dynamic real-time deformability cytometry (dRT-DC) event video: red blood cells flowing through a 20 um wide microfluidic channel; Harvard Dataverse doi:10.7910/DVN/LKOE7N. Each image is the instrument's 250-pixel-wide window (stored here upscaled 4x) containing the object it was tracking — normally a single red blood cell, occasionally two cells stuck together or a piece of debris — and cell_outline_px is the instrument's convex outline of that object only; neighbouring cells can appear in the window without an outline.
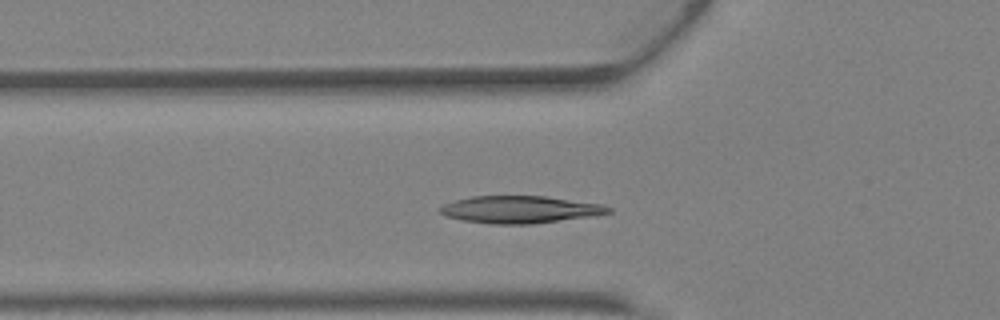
{"species": "Egyptian fruit bat (a non-hibernating species)", "species_latin": "Rousettus aegyptiacus", "temperature_condition": "warm", "stored_images_in_passage": 40, "camera_frame_rate_fps": 3000, "um_per_image_px": 0.085, "animal": {"sex": "female"}, "frame": {"image": 1, "passage_image": 12, "time_ms": 3.667, "image_size_px": [1000, 320], "cell_outline_px": [[612, 212], [592, 216], [532, 224], [492, 224], [464, 220], [444, 216], [436, 208], [444, 204], [456, 200], [472, 196], [544, 196], [600, 204], [612, 208]], "centroid_in_image_um": [44.16, 17.81], "position_along_channel_um": 81.6, "area_um2": 26.65}}
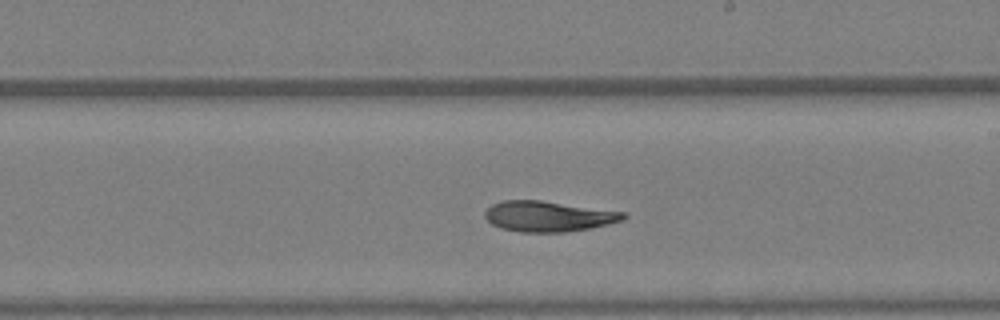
{"frame": {"image": 2, "passage_image": 22, "time_ms": 7.0, "image_size_px": [1000, 320], "cell_outline_px": [[628, 216], [624, 220], [588, 228], [564, 232], [520, 232], [500, 228], [492, 224], [484, 216], [484, 212], [492, 204], [504, 200], [540, 200], [624, 212]], "centroid_in_image_um": [46.58, 18.38], "position_along_channel_um": 242.4, "area_um2": 24.45}}
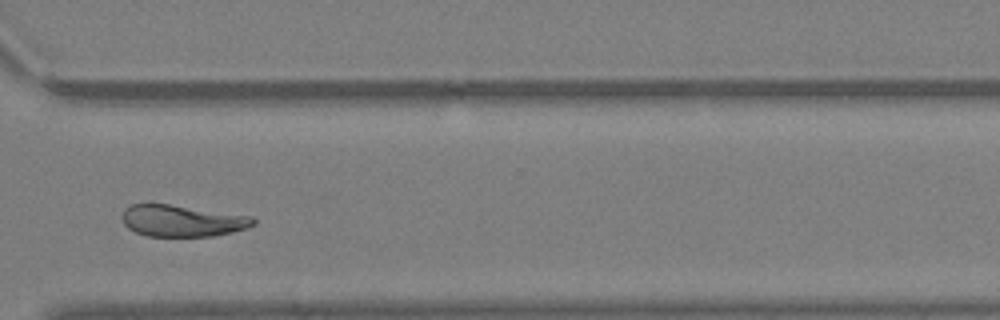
{"frame": {"image": 3, "passage_image": 29, "time_ms": 9.333, "image_size_px": [1000, 320], "cell_outline_px": [[256, 224], [248, 228], [232, 232], [212, 236], [148, 236], [136, 232], [128, 228], [124, 224], [120, 216], [124, 208], [132, 204], [168, 204], [252, 216], [256, 220]], "centroid_in_image_um": [15.48, 18.76], "position_along_channel_um": 355.1, "area_um2": 24.22}, "authors_computed_cell_mechanics": {"area_um2": 25.6054, "velocity_mm_per_s": 4.8269, "shape_relaxation_time_tau1_ms": 6.1176, "shape_relaxation_time_tau2_ms": 4.659, "deformation_change_tau1": 0.1792, "deformation_change_tau2": 0.1014}}